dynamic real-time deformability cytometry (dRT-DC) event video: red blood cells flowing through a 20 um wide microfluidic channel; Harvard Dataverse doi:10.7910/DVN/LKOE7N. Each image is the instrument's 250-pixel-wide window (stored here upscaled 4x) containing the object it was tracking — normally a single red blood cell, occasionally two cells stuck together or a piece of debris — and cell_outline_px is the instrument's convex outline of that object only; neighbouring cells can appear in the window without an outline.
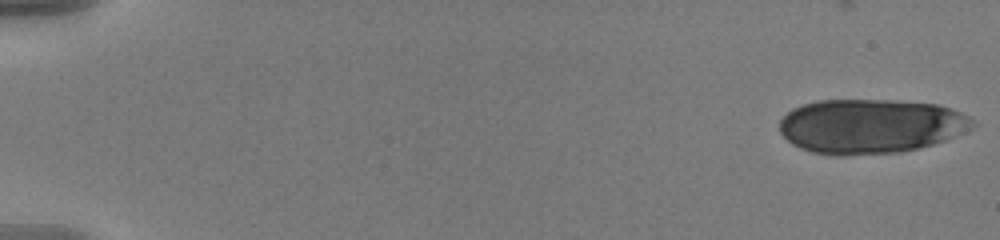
{"species": "human", "species_latin": "Homo sapiens", "temperature_condition": "warm", "stored_images_in_passage": 12, "camera_frame_rate_fps": 3000, "um_per_image_px": 0.085, "donor": {"sex": "male"}, "frame": {"image": 1, "passage_image": 1, "time_ms": 0.0, "image_size_px": [1000, 240], "cell_outline_px": [[976, 128], [956, 136], [932, 144], [900, 152], [840, 156], [812, 152], [800, 148], [792, 144], [780, 132], [780, 120], [792, 108], [804, 104], [820, 100], [888, 100], [940, 104], [952, 108], [968, 116], [976, 124]], "centroid_in_image_um": [74.02, 10.72], "position_along_channel_um": 11.0, "area_um2": 61.5}}